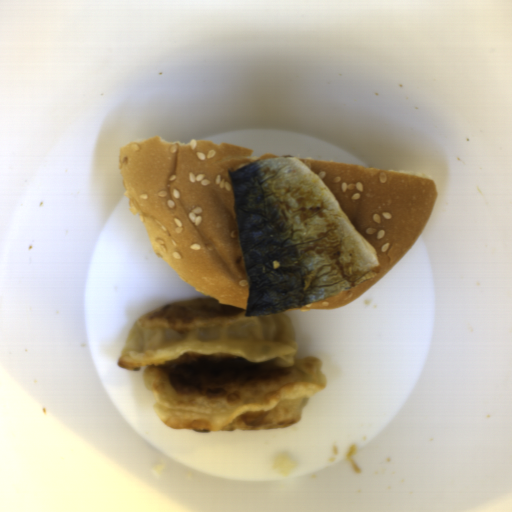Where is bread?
I'll use <instances>...</instances> for the list:
<instances>
[{
	"mask_svg": "<svg viewBox=\"0 0 512 512\" xmlns=\"http://www.w3.org/2000/svg\"><path fill=\"white\" fill-rule=\"evenodd\" d=\"M279 157L212 140H131L117 163L150 245L187 285L246 310L250 293L229 170Z\"/></svg>",
	"mask_w": 512,
	"mask_h": 512,
	"instance_id": "obj_1",
	"label": "bread"
},
{
	"mask_svg": "<svg viewBox=\"0 0 512 512\" xmlns=\"http://www.w3.org/2000/svg\"><path fill=\"white\" fill-rule=\"evenodd\" d=\"M299 160L334 196L358 234L373 246L379 264L372 278L289 310L345 306L381 281L417 241L436 205L439 190L432 177L406 169Z\"/></svg>",
	"mask_w": 512,
	"mask_h": 512,
	"instance_id": "obj_2",
	"label": "bread"
}]
</instances>
